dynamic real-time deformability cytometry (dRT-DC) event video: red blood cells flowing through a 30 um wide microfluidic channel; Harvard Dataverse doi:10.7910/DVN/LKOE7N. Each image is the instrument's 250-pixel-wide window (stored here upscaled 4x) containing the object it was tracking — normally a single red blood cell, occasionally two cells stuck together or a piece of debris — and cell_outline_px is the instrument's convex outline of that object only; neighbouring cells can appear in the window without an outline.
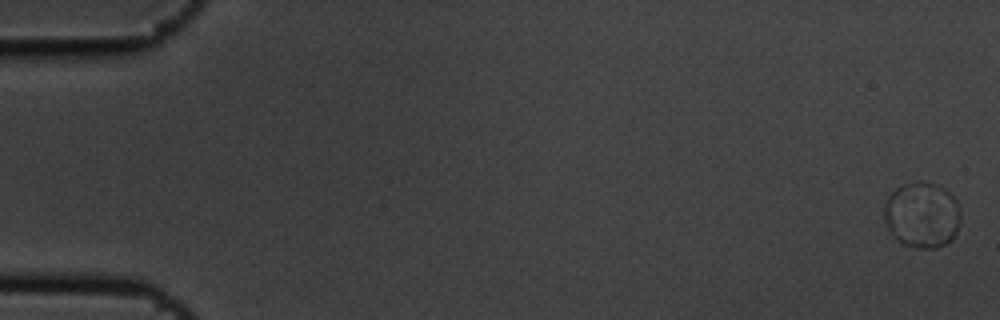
{"species": "common noctule bat (a hibernating species)", "species_latin": "Nyctalus noctula", "temperature_condition": "cold", "stored_images_in_passage": 7, "camera_frame_rate_fps": 3000, "um_per_image_px": 0.085, "animal": {"sex": "male", "body_mass_g": 19.5, "forearm_length_mm": 54.6}, "frame": {"image": 1, "passage_image": 1, "time_ms": 0.0, "image_size_px": [1000, 320], "cell_outline_px": [[960, 224], [956, 232], [944, 244], [936, 248], [916, 248], [900, 244], [896, 240], [888, 228], [884, 220], [884, 200], [896, 188], [904, 184], [920, 180], [924, 180], [940, 184], [956, 200], [960, 212]], "centroid_in_image_um": [78.35, 18.25], "position_along_channel_um": 6.7, "area_um2": 29.71}}
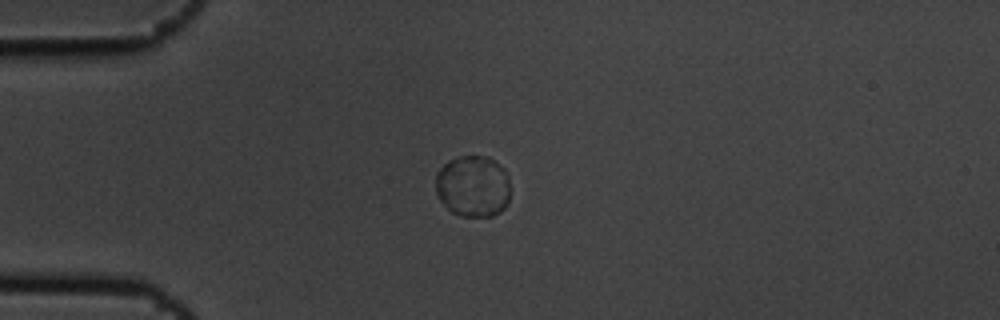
{"frame": {"image": 2, "passage_image": 5, "time_ms": 1.333, "image_size_px": [1000, 320], "cell_outline_px": [[508, 204], [500, 212], [492, 216], [460, 216], [452, 212], [436, 196], [436, 172], [448, 160], [460, 156], [488, 156], [500, 164], [504, 168], [508, 176]], "centroid_in_image_um": [40.19, 15.82], "position_along_channel_um": 44.8, "area_um2": 26.99}}
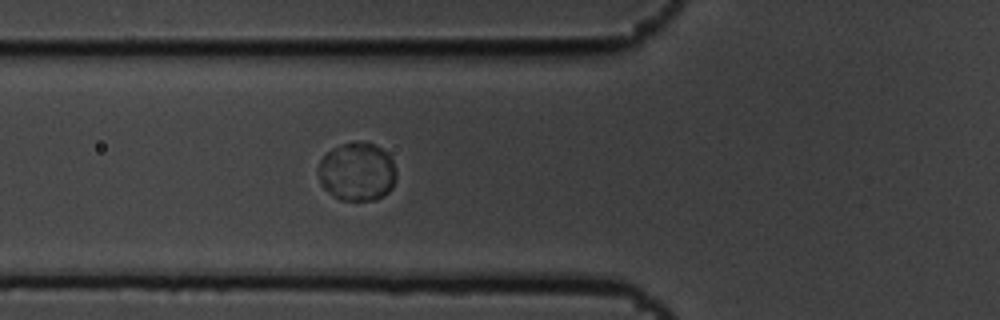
{"frame": {"image": 3, "passage_image": 7, "time_ms": 2.0, "image_size_px": [1000, 320], "cell_outline_px": [[396, 180], [392, 188], [384, 196], [376, 200], [340, 200], [332, 196], [320, 184], [316, 168], [324, 152], [340, 144], [352, 140], [356, 140], [372, 144], [388, 152], [392, 156], [396, 172]], "centroid_in_image_um": [30.33, 14.58], "position_along_channel_um": 95.5, "area_um2": 27.46}}